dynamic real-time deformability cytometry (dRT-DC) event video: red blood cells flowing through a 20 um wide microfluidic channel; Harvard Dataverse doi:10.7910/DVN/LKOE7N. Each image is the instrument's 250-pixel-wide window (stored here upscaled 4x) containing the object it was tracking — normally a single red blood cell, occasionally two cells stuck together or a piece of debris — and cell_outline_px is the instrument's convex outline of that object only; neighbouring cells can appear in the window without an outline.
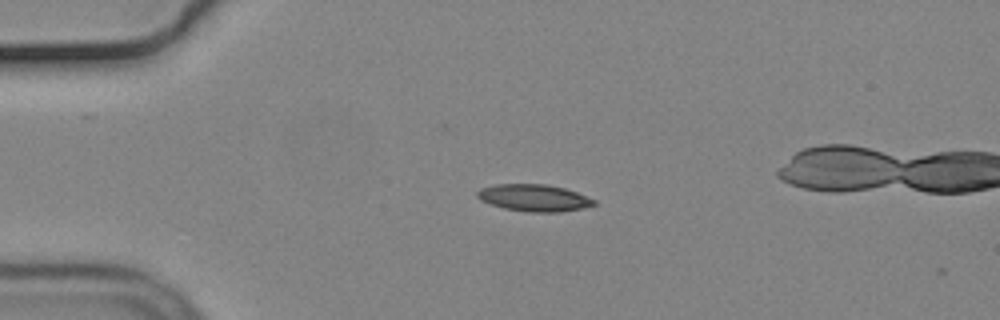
{"species": "common noctule bat (a hibernating species)", "species_latin": "Nyctalus noctula", "temperature_condition": "cold", "stored_images_in_passage": 3, "camera_frame_rate_fps": 3000, "um_per_image_px": 0.085, "animal": {"sex": "male", "body_mass_g": 19.2, "forearm_length_mm": 51.8}, "frame": {"image": 1, "passage_image": 2, "time_ms": 0.333, "image_size_px": [1000, 320], "cell_outline_px": [[596, 204], [584, 208], [560, 212], [528, 212], [504, 208], [480, 200], [476, 196], [476, 192], [480, 188], [496, 184], [548, 184], [564, 188], [576, 192], [596, 200]], "centroid_in_image_um": [45.39, 16.81], "position_along_channel_um": 39.6, "area_um2": 18.38}}